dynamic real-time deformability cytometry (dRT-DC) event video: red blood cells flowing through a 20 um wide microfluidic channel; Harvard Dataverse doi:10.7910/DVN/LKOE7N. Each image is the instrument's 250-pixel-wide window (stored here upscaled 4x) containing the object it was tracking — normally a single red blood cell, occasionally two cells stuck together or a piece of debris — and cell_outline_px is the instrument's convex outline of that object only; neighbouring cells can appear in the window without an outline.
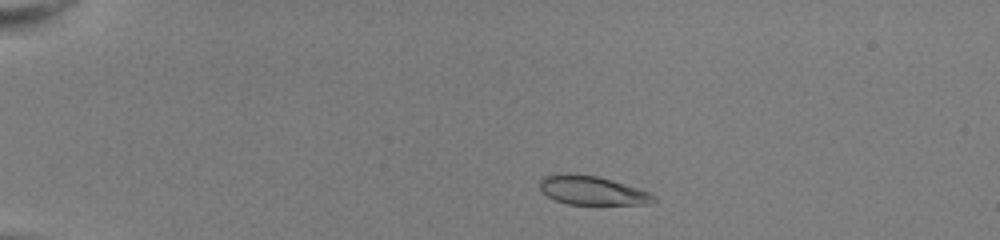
{"species": "common noctule bat (a hibernating species)", "species_latin": "Nyctalus noctula", "temperature_condition": "room temperature", "stored_images_in_passage": 45, "camera_frame_rate_fps": 3000, "um_per_image_px": 0.085, "animal": {"sex": "female", "body_mass_g": 22.0, "forearm_length_mm": 56.7}, "frame": {"image": 1, "passage_image": 5, "time_ms": 1.333, "image_size_px": [1000, 240], "cell_outline_px": [[656, 200], [648, 204], [568, 204], [556, 200], [548, 196], [540, 188], [540, 176], [568, 172], [572, 172], [596, 176], [612, 180], [648, 192], [656, 196]], "centroid_in_image_um": [50.29, 16.17], "position_along_channel_um": 34.7, "area_um2": 19.13}}
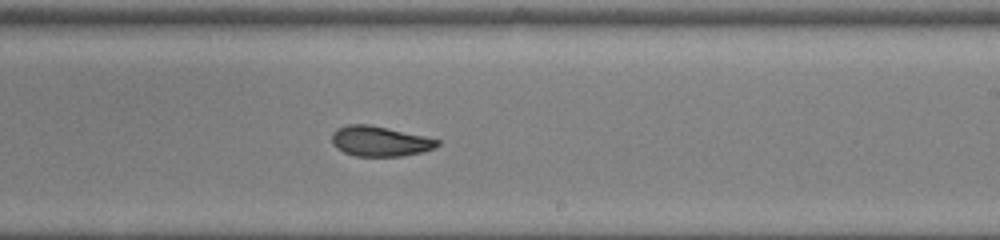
{"frame": {"image": 2, "passage_image": 27, "time_ms": 8.667, "image_size_px": [1000, 240], "cell_outline_px": [[440, 144], [424, 152], [400, 156], [356, 156], [344, 152], [336, 148], [332, 144], [332, 132], [336, 128], [348, 124], [368, 124], [424, 136], [440, 140]], "centroid_in_image_um": [32.25, 12.0], "position_along_channel_um": 256.7, "area_um2": 18.5}}
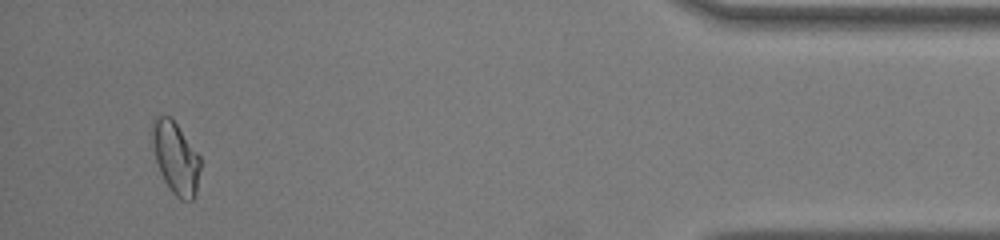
{"frame": {"image": 3, "passage_image": 43, "time_ms": 14.0, "image_size_px": [1000, 240], "cell_outline_px": [[200, 168], [196, 196], [192, 200], [180, 200], [172, 192], [164, 180], [160, 172], [156, 160], [152, 144], [152, 120], [156, 116], [168, 116], [176, 124], [200, 156]], "centroid_in_image_um": [14.93, 13.44], "position_along_channel_um": 420.3, "area_um2": 20.0}, "authors_computed_cell_mechanics": {"area_um2": 19.1318, "velocity_mm_per_s": 4.0469, "shape_relaxation_time_tau1_ms": 4.6131, "shape_relaxation_time_tau2_ms": 1.166, "deformation_change_tau1": 0.1781, "deformation_change_tau2": 0.0664}}